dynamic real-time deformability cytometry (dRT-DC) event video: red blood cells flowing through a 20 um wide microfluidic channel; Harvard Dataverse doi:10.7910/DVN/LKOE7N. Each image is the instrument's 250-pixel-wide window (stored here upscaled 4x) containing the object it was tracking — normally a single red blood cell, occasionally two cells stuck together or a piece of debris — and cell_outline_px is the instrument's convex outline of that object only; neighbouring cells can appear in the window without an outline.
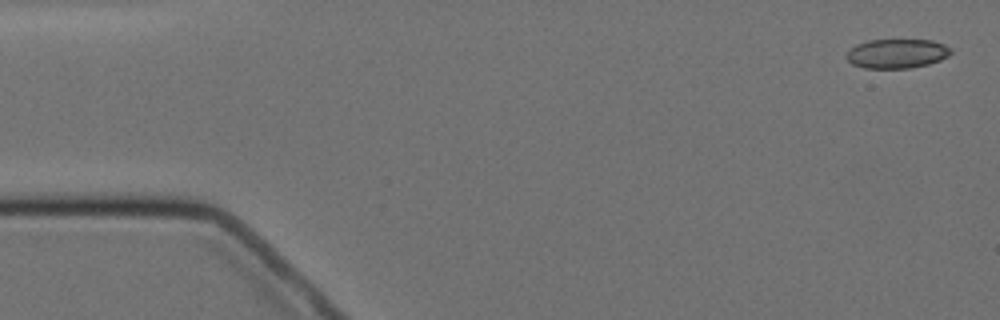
{"species": "Egyptian fruit bat (a non-hibernating species)", "species_latin": "Rousettus aegyptiacus", "temperature_condition": "cold", "stored_images_in_passage": 6, "camera_frame_rate_fps": 3000, "um_per_image_px": 0.085, "animal": {"sex": "female"}, "frame": {"image": 1, "passage_image": 1, "time_ms": 0.0, "image_size_px": [1000, 320], "cell_outline_px": [[952, 52], [948, 56], [940, 60], [928, 64], [908, 68], [864, 68], [852, 64], [844, 56], [856, 44], [868, 40], [932, 40], [944, 44], [952, 48]], "centroid_in_image_um": [76.24, 4.55], "position_along_channel_um": 8.8, "area_um2": 17.86}}